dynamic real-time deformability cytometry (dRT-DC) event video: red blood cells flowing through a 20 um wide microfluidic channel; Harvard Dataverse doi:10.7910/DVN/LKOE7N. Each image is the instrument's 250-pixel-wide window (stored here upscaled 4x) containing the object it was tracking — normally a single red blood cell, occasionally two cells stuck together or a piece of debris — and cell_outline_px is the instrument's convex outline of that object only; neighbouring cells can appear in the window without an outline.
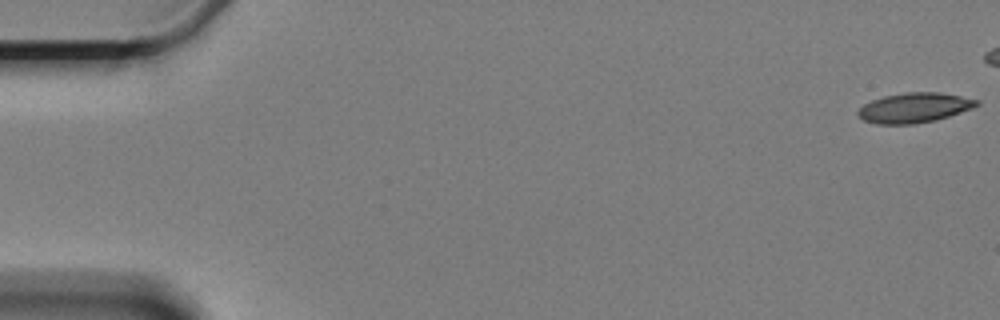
{"species": "Egyptian fruit bat (a non-hibernating species)", "species_latin": "Rousettus aegyptiacus", "temperature_condition": "cold", "stored_images_in_passage": 9, "camera_frame_rate_fps": 3000, "um_per_image_px": 0.085, "animal": {"sex": "female"}, "frame": {"image": 1, "passage_image": 1, "time_ms": 0.0, "image_size_px": [1000, 320], "cell_outline_px": [[980, 104], [972, 108], [936, 120], [912, 124], [880, 124], [864, 120], [856, 112], [864, 104], [872, 100], [884, 96], [904, 92], [940, 92], [980, 100]], "centroid_in_image_um": [77.73, 9.15], "position_along_channel_um": 7.3, "area_um2": 20.52}}